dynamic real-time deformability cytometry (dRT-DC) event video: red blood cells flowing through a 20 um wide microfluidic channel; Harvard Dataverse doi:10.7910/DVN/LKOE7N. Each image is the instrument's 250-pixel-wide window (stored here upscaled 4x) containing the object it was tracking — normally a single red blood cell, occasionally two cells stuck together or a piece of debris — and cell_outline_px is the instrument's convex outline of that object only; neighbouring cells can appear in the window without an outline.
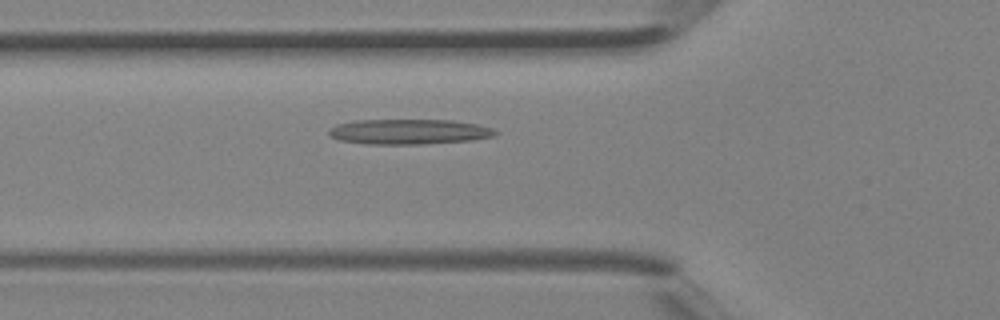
{"species": "Egyptian fruit bat (a non-hibernating species)", "species_latin": "Rousettus aegyptiacus", "temperature_condition": "room temperature", "stored_images_in_passage": 26, "camera_frame_rate_fps": 3000, "um_per_image_px": 0.085, "animal": {"sex": "female"}, "frame": {"image": 1, "passage_image": 3, "time_ms": 0.667, "image_size_px": [1000, 320], "cell_outline_px": [[500, 132], [492, 136], [472, 140], [420, 144], [368, 144], [340, 140], [332, 136], [328, 132], [336, 124], [356, 120], [452, 120], [476, 124], [492, 128]], "centroid_in_image_um": [34.78, 11.19], "position_along_channel_um": 91.0, "area_um2": 24.22}}
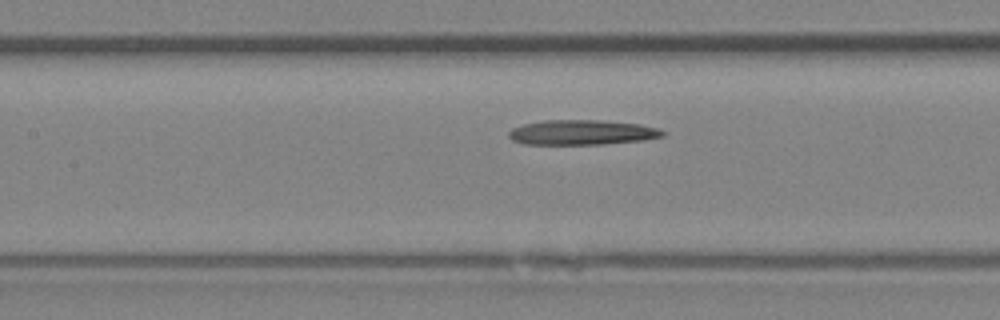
{"frame": {"image": 2, "passage_image": 7, "time_ms": 2.0, "image_size_px": [1000, 320], "cell_outline_px": [[664, 136], [644, 140], [604, 144], [524, 144], [512, 140], [508, 136], [508, 132], [512, 128], [524, 124], [544, 120], [600, 120], [640, 124], [660, 128], [664, 132]], "centroid_in_image_um": [49.47, 11.25], "position_along_channel_um": 157.9, "area_um2": 22.43}}
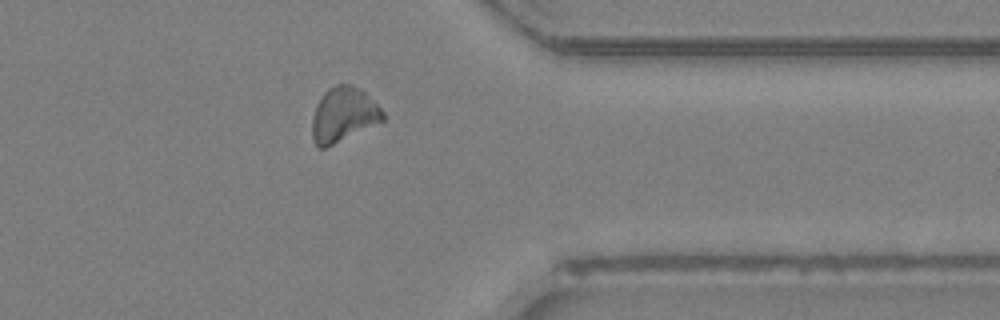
{"frame": {"image": 3, "passage_image": 21, "time_ms": 6.667, "image_size_px": [1000, 320], "cell_outline_px": [[384, 120], [324, 148], [316, 148], [312, 140], [312, 116], [316, 104], [324, 92], [328, 88], [336, 84], [352, 84], [360, 88], [384, 112]], "centroid_in_image_um": [29.15, 9.74], "position_along_channel_um": 382.3, "area_um2": 22.37}}